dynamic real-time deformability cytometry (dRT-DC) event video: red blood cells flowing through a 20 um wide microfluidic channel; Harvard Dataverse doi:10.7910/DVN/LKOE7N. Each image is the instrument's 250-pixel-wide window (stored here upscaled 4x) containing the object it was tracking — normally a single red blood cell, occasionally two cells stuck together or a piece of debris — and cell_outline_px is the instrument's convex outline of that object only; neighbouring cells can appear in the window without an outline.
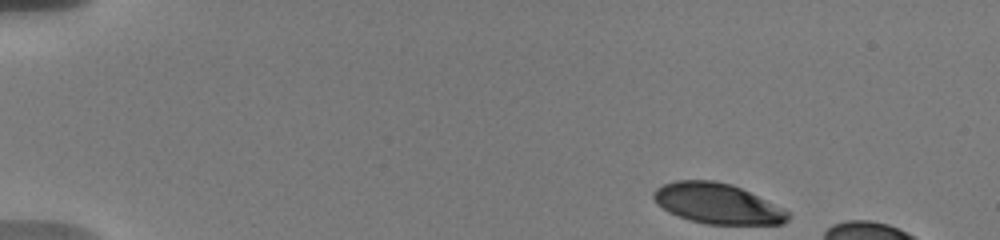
{"species": "human", "species_latin": "Homo sapiens", "temperature_condition": "warm", "stored_images_in_passage": 12, "camera_frame_rate_fps": 3000, "um_per_image_px": 0.085, "donor": {"sex": "male"}, "frame": {"image": 1, "passage_image": 1, "time_ms": 0.0, "image_size_px": [1000, 240], "cell_outline_px": [[788, 220], [784, 224], [704, 224], [668, 212], [652, 196], [652, 192], [656, 188], [664, 184], [676, 180], [712, 180], [732, 184], [784, 208], [788, 212]], "centroid_in_image_um": [60.99, 17.3], "position_along_channel_um": 24.0, "area_um2": 31.33}}